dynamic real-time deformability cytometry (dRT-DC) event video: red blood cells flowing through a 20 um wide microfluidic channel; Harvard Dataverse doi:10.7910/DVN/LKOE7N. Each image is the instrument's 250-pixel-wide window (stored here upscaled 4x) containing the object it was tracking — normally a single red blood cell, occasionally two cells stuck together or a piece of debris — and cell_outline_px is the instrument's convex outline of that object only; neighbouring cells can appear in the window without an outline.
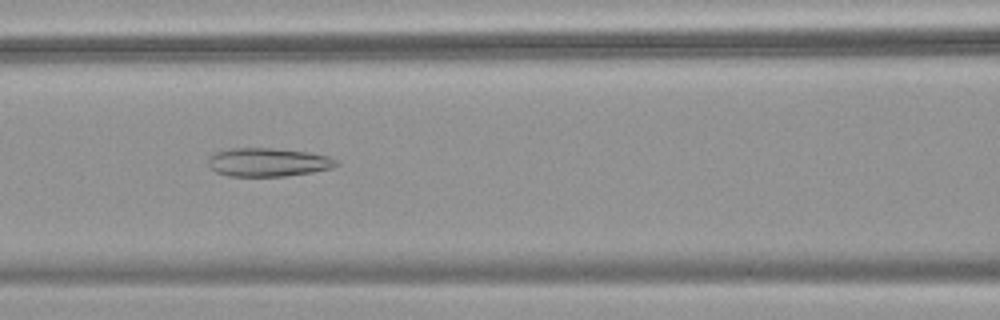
{"species": "common noctule bat (a hibernating species)", "species_latin": "Nyctalus noctula", "temperature_condition": "warm", "stored_images_in_passage": 53, "camera_frame_rate_fps": 3000, "um_per_image_px": 0.085, "animal": {"sex": "female", "body_mass_g": 18.4}, "frame": {"image": 1, "passage_image": 23, "time_ms": 7.333, "image_size_px": [1000, 320], "cell_outline_px": [[340, 164], [332, 168], [312, 172], [284, 176], [228, 176], [216, 172], [208, 164], [208, 156], [216, 152], [228, 148], [272, 148], [308, 152], [328, 156], [336, 160]], "centroid_in_image_um": [22.77, 13.78], "position_along_channel_um": 143.8, "area_um2": 21.33}}
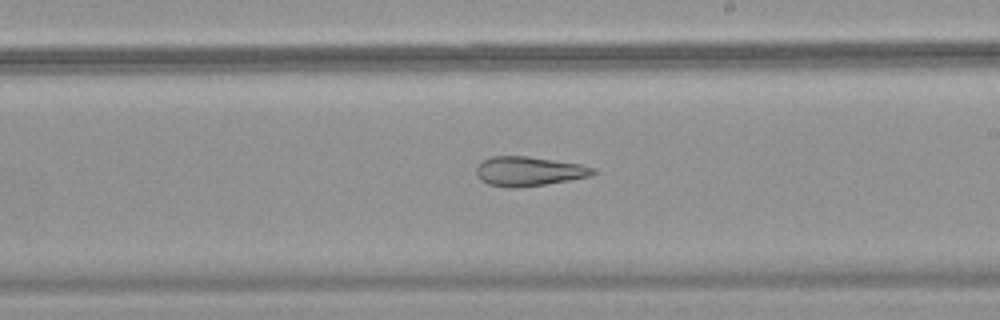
{"frame": {"image": 2, "passage_image": 31, "time_ms": 10.0, "image_size_px": [1000, 320], "cell_outline_px": [[596, 172], [588, 176], [568, 180], [544, 184], [516, 188], [508, 188], [488, 184], [480, 180], [476, 176], [476, 168], [484, 160], [492, 156], [528, 156], [580, 164], [596, 168]], "centroid_in_image_um": [44.92, 14.56], "position_along_channel_um": 244.1, "area_um2": 19.88}}
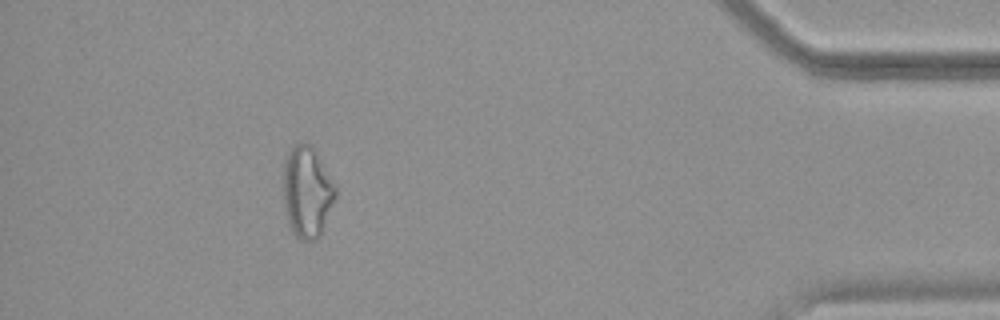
{"frame": {"image": 3, "passage_image": 48, "time_ms": 15.667, "image_size_px": [1000, 320], "cell_outline_px": [[336, 196], [320, 236], [316, 240], [300, 240], [292, 232], [288, 220], [284, 204], [284, 160], [288, 152], [300, 140], [304, 140], [312, 144], [336, 188]], "centroid_in_image_um": [26.1, 16.29], "position_along_channel_um": 409.1, "area_um2": 27.69}, "authors_computed_cell_mechanics": {"area_um2": 26.588, "velocity_mm_per_s": 3.7827, "shape_relaxation_time_tau1_ms": null, "shape_relaxation_time_tau2_ms": 3.0592, "deformation_change_tau1": null, "deformation_change_tau2": 0.1393}}